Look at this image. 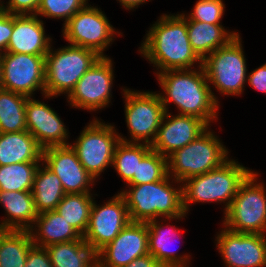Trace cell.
<instances>
[{
	"instance_id": "1",
	"label": "cell",
	"mask_w": 266,
	"mask_h": 267,
	"mask_svg": "<svg viewBox=\"0 0 266 267\" xmlns=\"http://www.w3.org/2000/svg\"><path fill=\"white\" fill-rule=\"evenodd\" d=\"M159 20L146 34L140 53L160 68L159 72L192 69L197 61L202 66L188 38L185 14H165Z\"/></svg>"
},
{
	"instance_id": "2",
	"label": "cell",
	"mask_w": 266,
	"mask_h": 267,
	"mask_svg": "<svg viewBox=\"0 0 266 267\" xmlns=\"http://www.w3.org/2000/svg\"><path fill=\"white\" fill-rule=\"evenodd\" d=\"M198 68L199 71L180 69L156 73L165 92L160 97L165 112L168 103L173 102L180 110L179 115L194 116L210 125L217 118L218 100L208 85L203 66Z\"/></svg>"
},
{
	"instance_id": "3",
	"label": "cell",
	"mask_w": 266,
	"mask_h": 267,
	"mask_svg": "<svg viewBox=\"0 0 266 267\" xmlns=\"http://www.w3.org/2000/svg\"><path fill=\"white\" fill-rule=\"evenodd\" d=\"M170 178L167 175L163 180L129 186V190L120 192L126 201L130 221L147 223L161 216L170 220L186 216L182 187H171Z\"/></svg>"
},
{
	"instance_id": "4",
	"label": "cell",
	"mask_w": 266,
	"mask_h": 267,
	"mask_svg": "<svg viewBox=\"0 0 266 267\" xmlns=\"http://www.w3.org/2000/svg\"><path fill=\"white\" fill-rule=\"evenodd\" d=\"M252 172L235 160L228 159L216 169L187 178L182 183L184 212L188 213L191 203L214 201L226 203L224 211L226 213L240 185Z\"/></svg>"
},
{
	"instance_id": "5",
	"label": "cell",
	"mask_w": 266,
	"mask_h": 267,
	"mask_svg": "<svg viewBox=\"0 0 266 267\" xmlns=\"http://www.w3.org/2000/svg\"><path fill=\"white\" fill-rule=\"evenodd\" d=\"M228 151L208 129L197 139L167 157L168 175L178 183L207 173L227 161Z\"/></svg>"
},
{
	"instance_id": "6",
	"label": "cell",
	"mask_w": 266,
	"mask_h": 267,
	"mask_svg": "<svg viewBox=\"0 0 266 267\" xmlns=\"http://www.w3.org/2000/svg\"><path fill=\"white\" fill-rule=\"evenodd\" d=\"M95 51L68 45L45 56V96L52 97L70 92L79 79L100 58Z\"/></svg>"
},
{
	"instance_id": "7",
	"label": "cell",
	"mask_w": 266,
	"mask_h": 267,
	"mask_svg": "<svg viewBox=\"0 0 266 267\" xmlns=\"http://www.w3.org/2000/svg\"><path fill=\"white\" fill-rule=\"evenodd\" d=\"M252 172L240 185L226 213L224 226L238 233L266 234V190Z\"/></svg>"
},
{
	"instance_id": "8",
	"label": "cell",
	"mask_w": 266,
	"mask_h": 267,
	"mask_svg": "<svg viewBox=\"0 0 266 267\" xmlns=\"http://www.w3.org/2000/svg\"><path fill=\"white\" fill-rule=\"evenodd\" d=\"M239 34L202 61L210 84L223 95H240L247 81L246 59Z\"/></svg>"
},
{
	"instance_id": "9",
	"label": "cell",
	"mask_w": 266,
	"mask_h": 267,
	"mask_svg": "<svg viewBox=\"0 0 266 267\" xmlns=\"http://www.w3.org/2000/svg\"><path fill=\"white\" fill-rule=\"evenodd\" d=\"M71 145L82 166L96 179L113 162L114 152L120 142L114 126L94 119Z\"/></svg>"
},
{
	"instance_id": "10",
	"label": "cell",
	"mask_w": 266,
	"mask_h": 267,
	"mask_svg": "<svg viewBox=\"0 0 266 267\" xmlns=\"http://www.w3.org/2000/svg\"><path fill=\"white\" fill-rule=\"evenodd\" d=\"M123 92L126 99V123L132 140L124 139L119 135L120 141L130 143L142 141L144 144L151 145L165 114L160 94L149 91L135 92L128 89H123Z\"/></svg>"
},
{
	"instance_id": "11",
	"label": "cell",
	"mask_w": 266,
	"mask_h": 267,
	"mask_svg": "<svg viewBox=\"0 0 266 267\" xmlns=\"http://www.w3.org/2000/svg\"><path fill=\"white\" fill-rule=\"evenodd\" d=\"M63 28V36L70 45L91 49L101 57H105L103 51L116 33L103 12L89 5L76 12Z\"/></svg>"
},
{
	"instance_id": "12",
	"label": "cell",
	"mask_w": 266,
	"mask_h": 267,
	"mask_svg": "<svg viewBox=\"0 0 266 267\" xmlns=\"http://www.w3.org/2000/svg\"><path fill=\"white\" fill-rule=\"evenodd\" d=\"M0 58L1 89L27 97L39 89L45 95V56L2 52Z\"/></svg>"
},
{
	"instance_id": "13",
	"label": "cell",
	"mask_w": 266,
	"mask_h": 267,
	"mask_svg": "<svg viewBox=\"0 0 266 267\" xmlns=\"http://www.w3.org/2000/svg\"><path fill=\"white\" fill-rule=\"evenodd\" d=\"M112 61L100 57L79 79L67 96L70 105L87 110H98L110 103L113 82Z\"/></svg>"
},
{
	"instance_id": "14",
	"label": "cell",
	"mask_w": 266,
	"mask_h": 267,
	"mask_svg": "<svg viewBox=\"0 0 266 267\" xmlns=\"http://www.w3.org/2000/svg\"><path fill=\"white\" fill-rule=\"evenodd\" d=\"M129 222L126 201L118 193L101 207L93 201L88 226L82 237L97 253L112 242Z\"/></svg>"
},
{
	"instance_id": "15",
	"label": "cell",
	"mask_w": 266,
	"mask_h": 267,
	"mask_svg": "<svg viewBox=\"0 0 266 267\" xmlns=\"http://www.w3.org/2000/svg\"><path fill=\"white\" fill-rule=\"evenodd\" d=\"M216 238L227 267H266V234L238 233L225 227Z\"/></svg>"
},
{
	"instance_id": "16",
	"label": "cell",
	"mask_w": 266,
	"mask_h": 267,
	"mask_svg": "<svg viewBox=\"0 0 266 267\" xmlns=\"http://www.w3.org/2000/svg\"><path fill=\"white\" fill-rule=\"evenodd\" d=\"M149 254L148 226L130 221L115 239L97 252V267H123Z\"/></svg>"
},
{
	"instance_id": "17",
	"label": "cell",
	"mask_w": 266,
	"mask_h": 267,
	"mask_svg": "<svg viewBox=\"0 0 266 267\" xmlns=\"http://www.w3.org/2000/svg\"><path fill=\"white\" fill-rule=\"evenodd\" d=\"M42 162L61 180L66 194L90 193L89 187L95 179L82 166L70 145L44 148Z\"/></svg>"
},
{
	"instance_id": "18",
	"label": "cell",
	"mask_w": 266,
	"mask_h": 267,
	"mask_svg": "<svg viewBox=\"0 0 266 267\" xmlns=\"http://www.w3.org/2000/svg\"><path fill=\"white\" fill-rule=\"evenodd\" d=\"M169 114L165 112L156 138L151 144V149L165 157L188 145L209 128V125L200 118Z\"/></svg>"
},
{
	"instance_id": "19",
	"label": "cell",
	"mask_w": 266,
	"mask_h": 267,
	"mask_svg": "<svg viewBox=\"0 0 266 267\" xmlns=\"http://www.w3.org/2000/svg\"><path fill=\"white\" fill-rule=\"evenodd\" d=\"M27 131L44 149L67 146L68 131L57 113L47 104L29 97L25 107Z\"/></svg>"
},
{
	"instance_id": "20",
	"label": "cell",
	"mask_w": 266,
	"mask_h": 267,
	"mask_svg": "<svg viewBox=\"0 0 266 267\" xmlns=\"http://www.w3.org/2000/svg\"><path fill=\"white\" fill-rule=\"evenodd\" d=\"M43 21L36 14H13V32L6 52L46 56L50 50Z\"/></svg>"
},
{
	"instance_id": "21",
	"label": "cell",
	"mask_w": 266,
	"mask_h": 267,
	"mask_svg": "<svg viewBox=\"0 0 266 267\" xmlns=\"http://www.w3.org/2000/svg\"><path fill=\"white\" fill-rule=\"evenodd\" d=\"M34 224H36L35 228H31L29 232L33 244L38 247L45 248L56 243L79 240L82 237L56 210L38 214Z\"/></svg>"
},
{
	"instance_id": "22",
	"label": "cell",
	"mask_w": 266,
	"mask_h": 267,
	"mask_svg": "<svg viewBox=\"0 0 266 267\" xmlns=\"http://www.w3.org/2000/svg\"><path fill=\"white\" fill-rule=\"evenodd\" d=\"M0 203L8 213L0 229L30 230L38 213L31 191H0ZM32 224V225H31Z\"/></svg>"
},
{
	"instance_id": "23",
	"label": "cell",
	"mask_w": 266,
	"mask_h": 267,
	"mask_svg": "<svg viewBox=\"0 0 266 267\" xmlns=\"http://www.w3.org/2000/svg\"><path fill=\"white\" fill-rule=\"evenodd\" d=\"M43 148L26 130L0 133V166L22 162H41Z\"/></svg>"
},
{
	"instance_id": "24",
	"label": "cell",
	"mask_w": 266,
	"mask_h": 267,
	"mask_svg": "<svg viewBox=\"0 0 266 267\" xmlns=\"http://www.w3.org/2000/svg\"><path fill=\"white\" fill-rule=\"evenodd\" d=\"M187 34L192 49L203 61L212 52L225 46L238 33L226 31L220 24L187 20Z\"/></svg>"
},
{
	"instance_id": "25",
	"label": "cell",
	"mask_w": 266,
	"mask_h": 267,
	"mask_svg": "<svg viewBox=\"0 0 266 267\" xmlns=\"http://www.w3.org/2000/svg\"><path fill=\"white\" fill-rule=\"evenodd\" d=\"M148 226V251L163 267H186V261L190 256H177L175 250H171L170 242L178 231L175 227H163L157 219L147 222ZM171 233V234H170Z\"/></svg>"
},
{
	"instance_id": "26",
	"label": "cell",
	"mask_w": 266,
	"mask_h": 267,
	"mask_svg": "<svg viewBox=\"0 0 266 267\" xmlns=\"http://www.w3.org/2000/svg\"><path fill=\"white\" fill-rule=\"evenodd\" d=\"M53 267H97V253L83 237L45 247Z\"/></svg>"
},
{
	"instance_id": "27",
	"label": "cell",
	"mask_w": 266,
	"mask_h": 267,
	"mask_svg": "<svg viewBox=\"0 0 266 267\" xmlns=\"http://www.w3.org/2000/svg\"><path fill=\"white\" fill-rule=\"evenodd\" d=\"M39 165L33 182L32 195L38 214L55 210L59 202L66 194L61 180L46 165Z\"/></svg>"
},
{
	"instance_id": "28",
	"label": "cell",
	"mask_w": 266,
	"mask_h": 267,
	"mask_svg": "<svg viewBox=\"0 0 266 267\" xmlns=\"http://www.w3.org/2000/svg\"><path fill=\"white\" fill-rule=\"evenodd\" d=\"M33 246L29 230L0 229V267H25Z\"/></svg>"
},
{
	"instance_id": "29",
	"label": "cell",
	"mask_w": 266,
	"mask_h": 267,
	"mask_svg": "<svg viewBox=\"0 0 266 267\" xmlns=\"http://www.w3.org/2000/svg\"><path fill=\"white\" fill-rule=\"evenodd\" d=\"M29 97L0 88V133L26 131V101Z\"/></svg>"
},
{
	"instance_id": "30",
	"label": "cell",
	"mask_w": 266,
	"mask_h": 267,
	"mask_svg": "<svg viewBox=\"0 0 266 267\" xmlns=\"http://www.w3.org/2000/svg\"><path fill=\"white\" fill-rule=\"evenodd\" d=\"M91 195L90 193L65 194L55 209L82 236L90 218L94 199Z\"/></svg>"
},
{
	"instance_id": "31",
	"label": "cell",
	"mask_w": 266,
	"mask_h": 267,
	"mask_svg": "<svg viewBox=\"0 0 266 267\" xmlns=\"http://www.w3.org/2000/svg\"><path fill=\"white\" fill-rule=\"evenodd\" d=\"M151 150V145L144 143H130L120 141L115 149L112 166L118 175L128 183L133 177H137L138 163Z\"/></svg>"
},
{
	"instance_id": "32",
	"label": "cell",
	"mask_w": 266,
	"mask_h": 267,
	"mask_svg": "<svg viewBox=\"0 0 266 267\" xmlns=\"http://www.w3.org/2000/svg\"><path fill=\"white\" fill-rule=\"evenodd\" d=\"M40 162L0 166V191H31Z\"/></svg>"
},
{
	"instance_id": "33",
	"label": "cell",
	"mask_w": 266,
	"mask_h": 267,
	"mask_svg": "<svg viewBox=\"0 0 266 267\" xmlns=\"http://www.w3.org/2000/svg\"><path fill=\"white\" fill-rule=\"evenodd\" d=\"M168 175L167 157L151 149L138 163L137 177L128 186L148 184L163 180Z\"/></svg>"
},
{
	"instance_id": "34",
	"label": "cell",
	"mask_w": 266,
	"mask_h": 267,
	"mask_svg": "<svg viewBox=\"0 0 266 267\" xmlns=\"http://www.w3.org/2000/svg\"><path fill=\"white\" fill-rule=\"evenodd\" d=\"M87 0H40L36 15L48 18H63L65 23L79 10L84 8Z\"/></svg>"
},
{
	"instance_id": "35",
	"label": "cell",
	"mask_w": 266,
	"mask_h": 267,
	"mask_svg": "<svg viewBox=\"0 0 266 267\" xmlns=\"http://www.w3.org/2000/svg\"><path fill=\"white\" fill-rule=\"evenodd\" d=\"M224 3L222 0H198L187 20L220 24L224 14Z\"/></svg>"
},
{
	"instance_id": "36",
	"label": "cell",
	"mask_w": 266,
	"mask_h": 267,
	"mask_svg": "<svg viewBox=\"0 0 266 267\" xmlns=\"http://www.w3.org/2000/svg\"><path fill=\"white\" fill-rule=\"evenodd\" d=\"M8 6L2 4V11L14 15L36 14L40 0H9Z\"/></svg>"
},
{
	"instance_id": "37",
	"label": "cell",
	"mask_w": 266,
	"mask_h": 267,
	"mask_svg": "<svg viewBox=\"0 0 266 267\" xmlns=\"http://www.w3.org/2000/svg\"><path fill=\"white\" fill-rule=\"evenodd\" d=\"M25 267H53L46 248L34 245L27 254Z\"/></svg>"
},
{
	"instance_id": "38",
	"label": "cell",
	"mask_w": 266,
	"mask_h": 267,
	"mask_svg": "<svg viewBox=\"0 0 266 267\" xmlns=\"http://www.w3.org/2000/svg\"><path fill=\"white\" fill-rule=\"evenodd\" d=\"M13 32V14L0 12V55L6 52L10 36Z\"/></svg>"
},
{
	"instance_id": "39",
	"label": "cell",
	"mask_w": 266,
	"mask_h": 267,
	"mask_svg": "<svg viewBox=\"0 0 266 267\" xmlns=\"http://www.w3.org/2000/svg\"><path fill=\"white\" fill-rule=\"evenodd\" d=\"M247 78V82L254 89L266 93V64L253 70Z\"/></svg>"
},
{
	"instance_id": "40",
	"label": "cell",
	"mask_w": 266,
	"mask_h": 267,
	"mask_svg": "<svg viewBox=\"0 0 266 267\" xmlns=\"http://www.w3.org/2000/svg\"><path fill=\"white\" fill-rule=\"evenodd\" d=\"M123 267H163L151 254L138 257Z\"/></svg>"
},
{
	"instance_id": "41",
	"label": "cell",
	"mask_w": 266,
	"mask_h": 267,
	"mask_svg": "<svg viewBox=\"0 0 266 267\" xmlns=\"http://www.w3.org/2000/svg\"><path fill=\"white\" fill-rule=\"evenodd\" d=\"M127 9H133L138 7V5L147 2L148 0H118Z\"/></svg>"
},
{
	"instance_id": "42",
	"label": "cell",
	"mask_w": 266,
	"mask_h": 267,
	"mask_svg": "<svg viewBox=\"0 0 266 267\" xmlns=\"http://www.w3.org/2000/svg\"><path fill=\"white\" fill-rule=\"evenodd\" d=\"M1 70H2V61H1V58H0V88H1Z\"/></svg>"
},
{
	"instance_id": "43",
	"label": "cell",
	"mask_w": 266,
	"mask_h": 267,
	"mask_svg": "<svg viewBox=\"0 0 266 267\" xmlns=\"http://www.w3.org/2000/svg\"><path fill=\"white\" fill-rule=\"evenodd\" d=\"M1 4H3L2 1L0 2V12L2 11V5Z\"/></svg>"
}]
</instances>
